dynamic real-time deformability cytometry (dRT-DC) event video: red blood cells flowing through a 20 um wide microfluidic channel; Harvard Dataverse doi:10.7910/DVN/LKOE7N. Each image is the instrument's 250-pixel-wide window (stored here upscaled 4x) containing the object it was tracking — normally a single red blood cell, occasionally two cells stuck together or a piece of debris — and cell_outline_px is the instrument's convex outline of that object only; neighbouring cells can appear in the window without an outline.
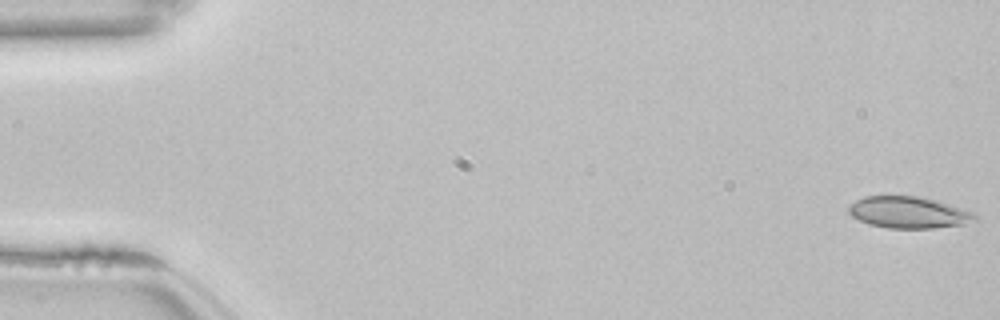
{"species": "common noctule bat (a hibernating species)", "species_latin": "Nyctalus noctula", "temperature_condition": "room temperature", "stored_images_in_passage": 53, "camera_frame_rate_fps": 3000, "um_per_image_px": 0.085, "animal": {"sex": "female", "body_mass_g": 22.7, "forearm_length_mm": 54.2}, "frame": {"image": 1, "passage_image": 1, "time_ms": 0.0, "image_size_px": [1000, 320], "cell_outline_px": [[976, 220], [964, 224], [932, 228], [888, 228], [868, 224], [852, 216], [848, 212], [848, 208], [856, 200], [864, 196], [920, 196], [936, 200], [972, 212], [976, 216]], "centroid_in_image_um": [77.21, 18.05], "position_along_channel_um": 7.8, "area_um2": 23.06}}
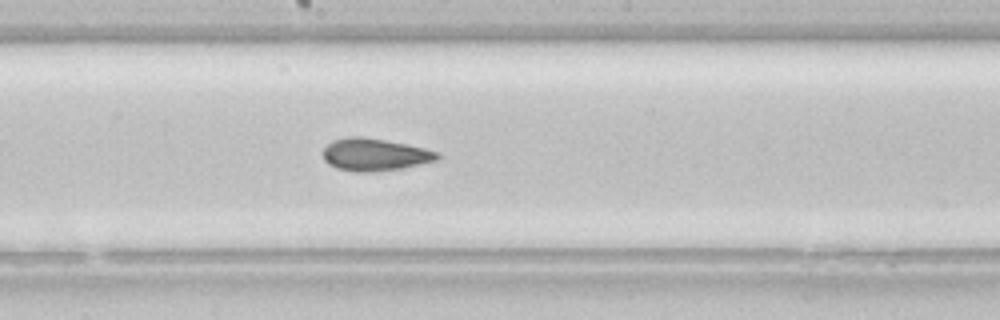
{"frame": {"image": 2, "passage_image": 29, "time_ms": 9.333, "image_size_px": [1000, 320], "cell_outline_px": [[440, 156], [436, 160], [400, 168], [372, 172], [356, 172], [336, 168], [328, 164], [324, 160], [324, 148], [332, 140], [348, 136], [364, 136], [424, 148], [440, 152]], "centroid_in_image_um": [31.81, 13.13], "position_along_channel_um": 216.4, "area_um2": 21.44}}
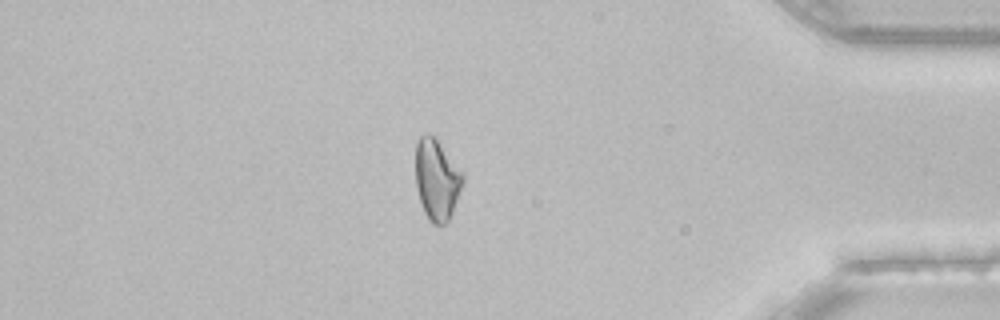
{"frame": {"image": 3, "passage_image": 46, "time_ms": 15.0, "image_size_px": [1000, 320], "cell_outline_px": [[464, 180], [452, 212], [448, 220], [444, 224], [432, 224], [428, 220], [424, 212], [416, 188], [416, 144], [420, 136], [428, 132], [436, 140], [464, 172]], "centroid_in_image_um": [37.12, 15.27], "position_along_channel_um": 398.1, "area_um2": 22.08}, "authors_computed_cell_mechanics": {"area_um2": 22.5998, "velocity_mm_per_s": 3.8429, "shape_relaxation_time_tau1_ms": null, "shape_relaxation_time_tau2_ms": 3.4734, "deformation_change_tau1": null, "deformation_change_tau2": 0.0875}}